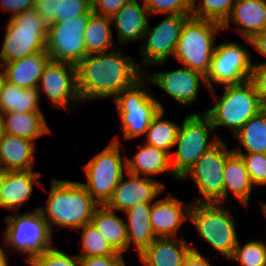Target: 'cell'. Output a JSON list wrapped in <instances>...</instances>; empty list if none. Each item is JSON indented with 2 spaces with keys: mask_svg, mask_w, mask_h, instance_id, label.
Returning <instances> with one entry per match:
<instances>
[{
  "mask_svg": "<svg viewBox=\"0 0 266 266\" xmlns=\"http://www.w3.org/2000/svg\"><path fill=\"white\" fill-rule=\"evenodd\" d=\"M129 179L124 175L115 187L109 201L105 204L114 211H126L136 204L153 203L159 197L165 185L150 177H141L126 172Z\"/></svg>",
  "mask_w": 266,
  "mask_h": 266,
  "instance_id": "2e32d148",
  "label": "cell"
},
{
  "mask_svg": "<svg viewBox=\"0 0 266 266\" xmlns=\"http://www.w3.org/2000/svg\"><path fill=\"white\" fill-rule=\"evenodd\" d=\"M82 230L81 235V253L79 257L106 256L113 254H122L117 252L100 231L90 222L78 230Z\"/></svg>",
  "mask_w": 266,
  "mask_h": 266,
  "instance_id": "836d02e7",
  "label": "cell"
},
{
  "mask_svg": "<svg viewBox=\"0 0 266 266\" xmlns=\"http://www.w3.org/2000/svg\"><path fill=\"white\" fill-rule=\"evenodd\" d=\"M223 174V204L227 201L228 192L230 191L247 207L254 185L239 154L233 151L227 157Z\"/></svg>",
  "mask_w": 266,
  "mask_h": 266,
  "instance_id": "83f0119b",
  "label": "cell"
},
{
  "mask_svg": "<svg viewBox=\"0 0 266 266\" xmlns=\"http://www.w3.org/2000/svg\"><path fill=\"white\" fill-rule=\"evenodd\" d=\"M242 157L253 185H266V154L237 153Z\"/></svg>",
  "mask_w": 266,
  "mask_h": 266,
  "instance_id": "f35d334b",
  "label": "cell"
},
{
  "mask_svg": "<svg viewBox=\"0 0 266 266\" xmlns=\"http://www.w3.org/2000/svg\"><path fill=\"white\" fill-rule=\"evenodd\" d=\"M6 226L2 233L5 247L13 249L15 252L26 255L27 262L32 256L47 251L52 247L53 234L50 232L47 223L39 210L35 208L31 212L7 215Z\"/></svg>",
  "mask_w": 266,
  "mask_h": 266,
  "instance_id": "9c48e42d",
  "label": "cell"
},
{
  "mask_svg": "<svg viewBox=\"0 0 266 266\" xmlns=\"http://www.w3.org/2000/svg\"><path fill=\"white\" fill-rule=\"evenodd\" d=\"M193 0H147L149 14L191 15Z\"/></svg>",
  "mask_w": 266,
  "mask_h": 266,
  "instance_id": "74e56055",
  "label": "cell"
},
{
  "mask_svg": "<svg viewBox=\"0 0 266 266\" xmlns=\"http://www.w3.org/2000/svg\"><path fill=\"white\" fill-rule=\"evenodd\" d=\"M255 88L262 105L266 106V63L256 62L252 65L251 77L249 79Z\"/></svg>",
  "mask_w": 266,
  "mask_h": 266,
  "instance_id": "60d3db41",
  "label": "cell"
},
{
  "mask_svg": "<svg viewBox=\"0 0 266 266\" xmlns=\"http://www.w3.org/2000/svg\"><path fill=\"white\" fill-rule=\"evenodd\" d=\"M149 15L145 3L139 5L136 0H130L110 17L114 28L117 30L118 45L121 46L131 40L132 42L143 40Z\"/></svg>",
  "mask_w": 266,
  "mask_h": 266,
  "instance_id": "44dd1931",
  "label": "cell"
},
{
  "mask_svg": "<svg viewBox=\"0 0 266 266\" xmlns=\"http://www.w3.org/2000/svg\"><path fill=\"white\" fill-rule=\"evenodd\" d=\"M115 212L105 205H99L94 211L91 223L117 252L123 254L127 251V224Z\"/></svg>",
  "mask_w": 266,
  "mask_h": 266,
  "instance_id": "f1b7e54d",
  "label": "cell"
},
{
  "mask_svg": "<svg viewBox=\"0 0 266 266\" xmlns=\"http://www.w3.org/2000/svg\"><path fill=\"white\" fill-rule=\"evenodd\" d=\"M222 25L210 21L189 17L182 25L174 58L194 71L206 77L209 72L216 34Z\"/></svg>",
  "mask_w": 266,
  "mask_h": 266,
  "instance_id": "5b68a950",
  "label": "cell"
},
{
  "mask_svg": "<svg viewBox=\"0 0 266 266\" xmlns=\"http://www.w3.org/2000/svg\"><path fill=\"white\" fill-rule=\"evenodd\" d=\"M237 24L236 31L251 40L266 28V0H237L230 16L222 25L224 31L230 28V22Z\"/></svg>",
  "mask_w": 266,
  "mask_h": 266,
  "instance_id": "d6986e66",
  "label": "cell"
},
{
  "mask_svg": "<svg viewBox=\"0 0 266 266\" xmlns=\"http://www.w3.org/2000/svg\"><path fill=\"white\" fill-rule=\"evenodd\" d=\"M130 0H91L93 12L112 17L117 11Z\"/></svg>",
  "mask_w": 266,
  "mask_h": 266,
  "instance_id": "ee69618b",
  "label": "cell"
},
{
  "mask_svg": "<svg viewBox=\"0 0 266 266\" xmlns=\"http://www.w3.org/2000/svg\"><path fill=\"white\" fill-rule=\"evenodd\" d=\"M213 130L211 121L204 112L190 113L184 117L175 142L177 151L174 157L171 156V167L178 180L221 139L217 135L216 138L210 137Z\"/></svg>",
  "mask_w": 266,
  "mask_h": 266,
  "instance_id": "ba28073f",
  "label": "cell"
},
{
  "mask_svg": "<svg viewBox=\"0 0 266 266\" xmlns=\"http://www.w3.org/2000/svg\"><path fill=\"white\" fill-rule=\"evenodd\" d=\"M5 82H6V76H5V73L3 71V68L0 66V95H1L2 90L4 88Z\"/></svg>",
  "mask_w": 266,
  "mask_h": 266,
  "instance_id": "681fc988",
  "label": "cell"
},
{
  "mask_svg": "<svg viewBox=\"0 0 266 266\" xmlns=\"http://www.w3.org/2000/svg\"><path fill=\"white\" fill-rule=\"evenodd\" d=\"M194 246V244H191L192 250L184 259L183 266H212L209 259Z\"/></svg>",
  "mask_w": 266,
  "mask_h": 266,
  "instance_id": "bcb514c9",
  "label": "cell"
},
{
  "mask_svg": "<svg viewBox=\"0 0 266 266\" xmlns=\"http://www.w3.org/2000/svg\"><path fill=\"white\" fill-rule=\"evenodd\" d=\"M262 206V212L265 214L266 216V203L265 202H261L260 204Z\"/></svg>",
  "mask_w": 266,
  "mask_h": 266,
  "instance_id": "f5cc1de1",
  "label": "cell"
},
{
  "mask_svg": "<svg viewBox=\"0 0 266 266\" xmlns=\"http://www.w3.org/2000/svg\"><path fill=\"white\" fill-rule=\"evenodd\" d=\"M139 150L132 158L126 156L127 173L149 177L150 175H158L166 173L178 179L171 167V155L163 149L148 145H138Z\"/></svg>",
  "mask_w": 266,
  "mask_h": 266,
  "instance_id": "cb8c5ba5",
  "label": "cell"
},
{
  "mask_svg": "<svg viewBox=\"0 0 266 266\" xmlns=\"http://www.w3.org/2000/svg\"><path fill=\"white\" fill-rule=\"evenodd\" d=\"M189 220L199 235L223 257L229 259L238 243L232 213L223 203L192 202Z\"/></svg>",
  "mask_w": 266,
  "mask_h": 266,
  "instance_id": "52a82bcc",
  "label": "cell"
},
{
  "mask_svg": "<svg viewBox=\"0 0 266 266\" xmlns=\"http://www.w3.org/2000/svg\"><path fill=\"white\" fill-rule=\"evenodd\" d=\"M147 81L143 76L132 87L124 89L114 98L124 140L146 135L152 119L160 110H164L163 104L154 99Z\"/></svg>",
  "mask_w": 266,
  "mask_h": 266,
  "instance_id": "8992f818",
  "label": "cell"
},
{
  "mask_svg": "<svg viewBox=\"0 0 266 266\" xmlns=\"http://www.w3.org/2000/svg\"><path fill=\"white\" fill-rule=\"evenodd\" d=\"M136 1H138V0H136ZM141 2H143V3H146L147 2V0H140Z\"/></svg>",
  "mask_w": 266,
  "mask_h": 266,
  "instance_id": "db71d44e",
  "label": "cell"
},
{
  "mask_svg": "<svg viewBox=\"0 0 266 266\" xmlns=\"http://www.w3.org/2000/svg\"><path fill=\"white\" fill-rule=\"evenodd\" d=\"M151 207L152 203H140L124 211L127 217V251L133 244L140 255L157 238L150 221Z\"/></svg>",
  "mask_w": 266,
  "mask_h": 266,
  "instance_id": "484cf974",
  "label": "cell"
},
{
  "mask_svg": "<svg viewBox=\"0 0 266 266\" xmlns=\"http://www.w3.org/2000/svg\"><path fill=\"white\" fill-rule=\"evenodd\" d=\"M5 180V171L3 169H0V194L4 185Z\"/></svg>",
  "mask_w": 266,
  "mask_h": 266,
  "instance_id": "f907efd6",
  "label": "cell"
},
{
  "mask_svg": "<svg viewBox=\"0 0 266 266\" xmlns=\"http://www.w3.org/2000/svg\"><path fill=\"white\" fill-rule=\"evenodd\" d=\"M80 266H126L123 254L79 257Z\"/></svg>",
  "mask_w": 266,
  "mask_h": 266,
  "instance_id": "b9f144b4",
  "label": "cell"
},
{
  "mask_svg": "<svg viewBox=\"0 0 266 266\" xmlns=\"http://www.w3.org/2000/svg\"><path fill=\"white\" fill-rule=\"evenodd\" d=\"M229 259L241 266H266V242L252 240L241 246L238 241Z\"/></svg>",
  "mask_w": 266,
  "mask_h": 266,
  "instance_id": "d590c367",
  "label": "cell"
},
{
  "mask_svg": "<svg viewBox=\"0 0 266 266\" xmlns=\"http://www.w3.org/2000/svg\"><path fill=\"white\" fill-rule=\"evenodd\" d=\"M0 49V66L46 51L48 23L33 8L9 19Z\"/></svg>",
  "mask_w": 266,
  "mask_h": 266,
  "instance_id": "277c9868",
  "label": "cell"
},
{
  "mask_svg": "<svg viewBox=\"0 0 266 266\" xmlns=\"http://www.w3.org/2000/svg\"><path fill=\"white\" fill-rule=\"evenodd\" d=\"M89 14L48 24L46 52L51 61L78 65L88 54L84 33Z\"/></svg>",
  "mask_w": 266,
  "mask_h": 266,
  "instance_id": "7c38bea8",
  "label": "cell"
},
{
  "mask_svg": "<svg viewBox=\"0 0 266 266\" xmlns=\"http://www.w3.org/2000/svg\"><path fill=\"white\" fill-rule=\"evenodd\" d=\"M36 145V141L3 133L0 140V169L33 170Z\"/></svg>",
  "mask_w": 266,
  "mask_h": 266,
  "instance_id": "603a6c76",
  "label": "cell"
},
{
  "mask_svg": "<svg viewBox=\"0 0 266 266\" xmlns=\"http://www.w3.org/2000/svg\"><path fill=\"white\" fill-rule=\"evenodd\" d=\"M37 89L39 96L43 92L54 108L65 109L68 113L72 105L82 103L77 88V67L71 63L50 60L43 70Z\"/></svg>",
  "mask_w": 266,
  "mask_h": 266,
  "instance_id": "9a60e30c",
  "label": "cell"
},
{
  "mask_svg": "<svg viewBox=\"0 0 266 266\" xmlns=\"http://www.w3.org/2000/svg\"><path fill=\"white\" fill-rule=\"evenodd\" d=\"M149 83L157 85L177 103L189 106L197 102L200 81L205 83V76L188 67L173 71L144 73Z\"/></svg>",
  "mask_w": 266,
  "mask_h": 266,
  "instance_id": "e0dca14e",
  "label": "cell"
},
{
  "mask_svg": "<svg viewBox=\"0 0 266 266\" xmlns=\"http://www.w3.org/2000/svg\"><path fill=\"white\" fill-rule=\"evenodd\" d=\"M232 152L227 143L220 139L181 177L183 182L192 178L198 186L200 194L194 202L223 203L224 166ZM200 195H203V198L199 197Z\"/></svg>",
  "mask_w": 266,
  "mask_h": 266,
  "instance_id": "8fae6325",
  "label": "cell"
},
{
  "mask_svg": "<svg viewBox=\"0 0 266 266\" xmlns=\"http://www.w3.org/2000/svg\"><path fill=\"white\" fill-rule=\"evenodd\" d=\"M51 183L47 204L39 207L50 232L55 231L53 225L78 231L90 223L99 205L81 182L52 178Z\"/></svg>",
  "mask_w": 266,
  "mask_h": 266,
  "instance_id": "7a4b0ae2",
  "label": "cell"
},
{
  "mask_svg": "<svg viewBox=\"0 0 266 266\" xmlns=\"http://www.w3.org/2000/svg\"><path fill=\"white\" fill-rule=\"evenodd\" d=\"M262 56L266 58V28L251 40L246 39ZM266 63V61H264Z\"/></svg>",
  "mask_w": 266,
  "mask_h": 266,
  "instance_id": "7dc6e473",
  "label": "cell"
},
{
  "mask_svg": "<svg viewBox=\"0 0 266 266\" xmlns=\"http://www.w3.org/2000/svg\"><path fill=\"white\" fill-rule=\"evenodd\" d=\"M2 134H3V122H2L1 115H0V140H1Z\"/></svg>",
  "mask_w": 266,
  "mask_h": 266,
  "instance_id": "816d5d0a",
  "label": "cell"
},
{
  "mask_svg": "<svg viewBox=\"0 0 266 266\" xmlns=\"http://www.w3.org/2000/svg\"><path fill=\"white\" fill-rule=\"evenodd\" d=\"M46 51L34 53L1 65L6 81L21 88H37L45 66L50 61Z\"/></svg>",
  "mask_w": 266,
  "mask_h": 266,
  "instance_id": "d4e9b609",
  "label": "cell"
},
{
  "mask_svg": "<svg viewBox=\"0 0 266 266\" xmlns=\"http://www.w3.org/2000/svg\"><path fill=\"white\" fill-rule=\"evenodd\" d=\"M34 0H0V9L13 13L12 16L32 9Z\"/></svg>",
  "mask_w": 266,
  "mask_h": 266,
  "instance_id": "f6af8a7d",
  "label": "cell"
},
{
  "mask_svg": "<svg viewBox=\"0 0 266 266\" xmlns=\"http://www.w3.org/2000/svg\"><path fill=\"white\" fill-rule=\"evenodd\" d=\"M61 0H34L33 9L39 13L42 19L48 24L58 17V3Z\"/></svg>",
  "mask_w": 266,
  "mask_h": 266,
  "instance_id": "7bdbcfd3",
  "label": "cell"
},
{
  "mask_svg": "<svg viewBox=\"0 0 266 266\" xmlns=\"http://www.w3.org/2000/svg\"><path fill=\"white\" fill-rule=\"evenodd\" d=\"M224 88L220 99L214 88L209 90L216 104L204 113L214 129L218 126L227 127L235 135L264 106L250 80L241 84L225 85Z\"/></svg>",
  "mask_w": 266,
  "mask_h": 266,
  "instance_id": "3957f363",
  "label": "cell"
},
{
  "mask_svg": "<svg viewBox=\"0 0 266 266\" xmlns=\"http://www.w3.org/2000/svg\"><path fill=\"white\" fill-rule=\"evenodd\" d=\"M27 263L30 266H80L77 254H66L54 246L45 252L32 256Z\"/></svg>",
  "mask_w": 266,
  "mask_h": 266,
  "instance_id": "8d00e7d4",
  "label": "cell"
},
{
  "mask_svg": "<svg viewBox=\"0 0 266 266\" xmlns=\"http://www.w3.org/2000/svg\"><path fill=\"white\" fill-rule=\"evenodd\" d=\"M191 203L185 204L169 194L152 203L150 221L157 238L176 237L180 226L189 219Z\"/></svg>",
  "mask_w": 266,
  "mask_h": 266,
  "instance_id": "ac0fdd59",
  "label": "cell"
},
{
  "mask_svg": "<svg viewBox=\"0 0 266 266\" xmlns=\"http://www.w3.org/2000/svg\"><path fill=\"white\" fill-rule=\"evenodd\" d=\"M41 172L5 171L4 185L0 194V207L18 212L21 206L30 199L34 183L44 189L39 180Z\"/></svg>",
  "mask_w": 266,
  "mask_h": 266,
  "instance_id": "ffe728a7",
  "label": "cell"
},
{
  "mask_svg": "<svg viewBox=\"0 0 266 266\" xmlns=\"http://www.w3.org/2000/svg\"><path fill=\"white\" fill-rule=\"evenodd\" d=\"M111 18L89 13V20L84 33V41L88 55L99 54L115 49L113 32L110 28Z\"/></svg>",
  "mask_w": 266,
  "mask_h": 266,
  "instance_id": "4dcf8cb0",
  "label": "cell"
},
{
  "mask_svg": "<svg viewBox=\"0 0 266 266\" xmlns=\"http://www.w3.org/2000/svg\"><path fill=\"white\" fill-rule=\"evenodd\" d=\"M215 46L210 69L205 77V85L209 90L214 88V84H241L250 79L253 61L247 49L238 42Z\"/></svg>",
  "mask_w": 266,
  "mask_h": 266,
  "instance_id": "4fadbf2b",
  "label": "cell"
},
{
  "mask_svg": "<svg viewBox=\"0 0 266 266\" xmlns=\"http://www.w3.org/2000/svg\"><path fill=\"white\" fill-rule=\"evenodd\" d=\"M3 133L35 141L51 132L43 112L1 114Z\"/></svg>",
  "mask_w": 266,
  "mask_h": 266,
  "instance_id": "4316f807",
  "label": "cell"
},
{
  "mask_svg": "<svg viewBox=\"0 0 266 266\" xmlns=\"http://www.w3.org/2000/svg\"><path fill=\"white\" fill-rule=\"evenodd\" d=\"M191 15H167L153 28L147 25L143 44L140 46L142 65L161 66L170 56H174L182 25Z\"/></svg>",
  "mask_w": 266,
  "mask_h": 266,
  "instance_id": "5bb4252c",
  "label": "cell"
},
{
  "mask_svg": "<svg viewBox=\"0 0 266 266\" xmlns=\"http://www.w3.org/2000/svg\"><path fill=\"white\" fill-rule=\"evenodd\" d=\"M165 110H160L152 119L146 132L145 143L165 150L172 156L171 149L175 147L179 126L176 123L163 119Z\"/></svg>",
  "mask_w": 266,
  "mask_h": 266,
  "instance_id": "d6a6232c",
  "label": "cell"
},
{
  "mask_svg": "<svg viewBox=\"0 0 266 266\" xmlns=\"http://www.w3.org/2000/svg\"><path fill=\"white\" fill-rule=\"evenodd\" d=\"M191 250V245L182 237H163L156 238L138 256L145 266H183Z\"/></svg>",
  "mask_w": 266,
  "mask_h": 266,
  "instance_id": "7402d4cb",
  "label": "cell"
},
{
  "mask_svg": "<svg viewBox=\"0 0 266 266\" xmlns=\"http://www.w3.org/2000/svg\"><path fill=\"white\" fill-rule=\"evenodd\" d=\"M92 11L91 0H61L58 3V17L52 23H60L74 17L87 15Z\"/></svg>",
  "mask_w": 266,
  "mask_h": 266,
  "instance_id": "ab89813d",
  "label": "cell"
},
{
  "mask_svg": "<svg viewBox=\"0 0 266 266\" xmlns=\"http://www.w3.org/2000/svg\"><path fill=\"white\" fill-rule=\"evenodd\" d=\"M120 145L119 137L115 138L83 166L87 182L81 184L98 205H105L109 201L115 187L127 172L124 171L126 155L122 159Z\"/></svg>",
  "mask_w": 266,
  "mask_h": 266,
  "instance_id": "30bf717a",
  "label": "cell"
},
{
  "mask_svg": "<svg viewBox=\"0 0 266 266\" xmlns=\"http://www.w3.org/2000/svg\"><path fill=\"white\" fill-rule=\"evenodd\" d=\"M117 50L87 55L76 66L77 88L82 102L106 97L114 99L144 76V67L121 48Z\"/></svg>",
  "mask_w": 266,
  "mask_h": 266,
  "instance_id": "6da1fadb",
  "label": "cell"
},
{
  "mask_svg": "<svg viewBox=\"0 0 266 266\" xmlns=\"http://www.w3.org/2000/svg\"><path fill=\"white\" fill-rule=\"evenodd\" d=\"M241 147L232 149L235 153H264L266 154V109H262L258 114L252 116L242 128L235 134Z\"/></svg>",
  "mask_w": 266,
  "mask_h": 266,
  "instance_id": "1f68e13d",
  "label": "cell"
},
{
  "mask_svg": "<svg viewBox=\"0 0 266 266\" xmlns=\"http://www.w3.org/2000/svg\"><path fill=\"white\" fill-rule=\"evenodd\" d=\"M37 88H21L8 81L0 95V115L7 112H42Z\"/></svg>",
  "mask_w": 266,
  "mask_h": 266,
  "instance_id": "f546056e",
  "label": "cell"
},
{
  "mask_svg": "<svg viewBox=\"0 0 266 266\" xmlns=\"http://www.w3.org/2000/svg\"><path fill=\"white\" fill-rule=\"evenodd\" d=\"M5 251L7 250L0 247V266H9L5 255Z\"/></svg>",
  "mask_w": 266,
  "mask_h": 266,
  "instance_id": "c3c4849f",
  "label": "cell"
},
{
  "mask_svg": "<svg viewBox=\"0 0 266 266\" xmlns=\"http://www.w3.org/2000/svg\"><path fill=\"white\" fill-rule=\"evenodd\" d=\"M195 1L192 3L191 17L223 25L237 0H200L199 4H195Z\"/></svg>",
  "mask_w": 266,
  "mask_h": 266,
  "instance_id": "e575fe53",
  "label": "cell"
}]
</instances>
